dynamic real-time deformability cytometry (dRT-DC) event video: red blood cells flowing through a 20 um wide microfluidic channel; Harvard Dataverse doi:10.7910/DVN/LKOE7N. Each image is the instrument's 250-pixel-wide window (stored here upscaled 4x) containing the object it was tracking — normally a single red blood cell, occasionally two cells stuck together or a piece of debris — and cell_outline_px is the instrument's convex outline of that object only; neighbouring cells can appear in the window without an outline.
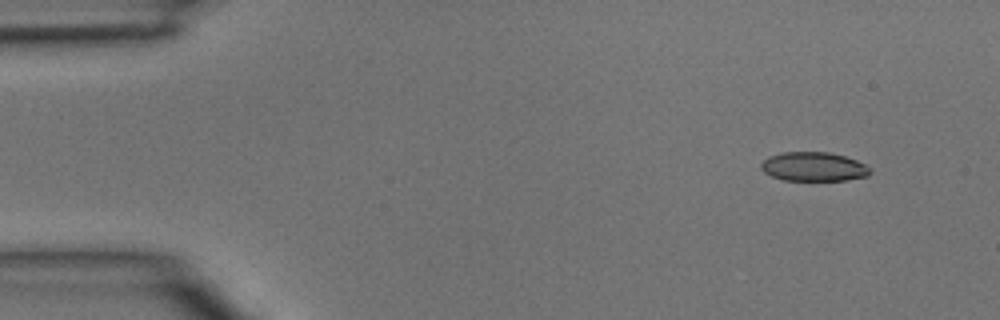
{"species": "common noctule bat (a hibernating species)", "species_latin": "Nyctalus noctula", "temperature_condition": "room temperature", "stored_images_in_passage": 4, "camera_frame_rate_fps": 3000, "um_per_image_px": 0.085, "animal": {"sex": "male", "body_mass_g": 15.6}, "frame": {"image": 1, "passage_image": 1, "time_ms": 0.0, "image_size_px": [1000, 320], "cell_outline_px": [[872, 172], [868, 176], [848, 180], [784, 180], [772, 176], [764, 172], [760, 168], [760, 164], [768, 156], [780, 152], [828, 152], [844, 156], [856, 160], [864, 164]], "centroid_in_image_um": [69.14, 14.16], "position_along_channel_um": 15.9, "area_um2": 18.5}}
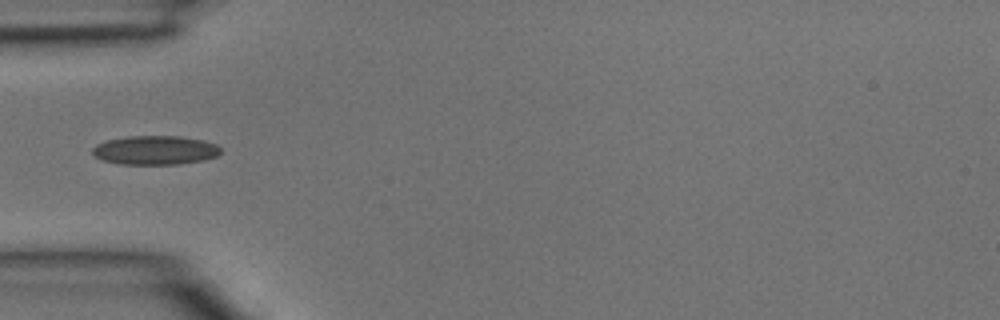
{"frame": {"image": 2, "passage_image": 4, "time_ms": 1.0, "image_size_px": [1000, 320], "cell_outline_px": [[220, 152], [216, 156], [204, 160], [180, 164], [120, 164], [104, 160], [96, 156], [92, 152], [92, 148], [96, 144], [108, 140], [128, 136], [180, 136], [204, 140], [216, 144], [220, 148]], "centroid_in_image_um": [13.21, 12.76], "position_along_channel_um": 71.8, "area_um2": 21.62}}